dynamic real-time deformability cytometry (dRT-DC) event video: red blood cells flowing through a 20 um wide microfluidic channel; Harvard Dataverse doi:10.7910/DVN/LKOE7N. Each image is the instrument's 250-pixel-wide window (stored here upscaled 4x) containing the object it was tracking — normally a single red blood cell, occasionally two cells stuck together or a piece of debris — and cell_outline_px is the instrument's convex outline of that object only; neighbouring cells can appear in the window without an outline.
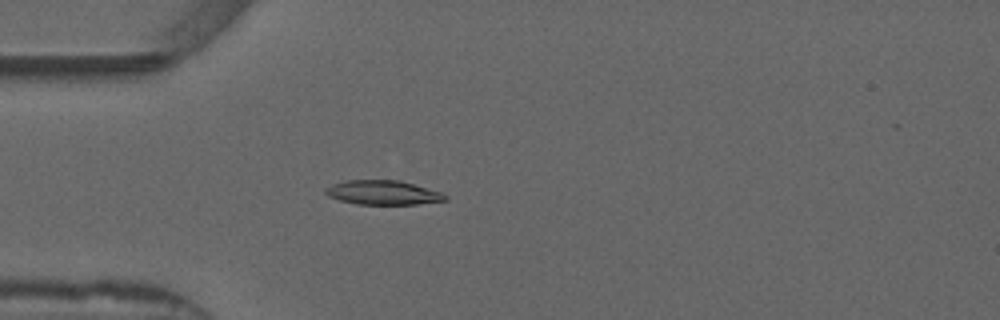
{"species": "common noctule bat (a hibernating species)", "species_latin": "Nyctalus noctula", "temperature_condition": "warm", "stored_images_in_passage": 41, "camera_frame_rate_fps": 3000, "um_per_image_px": 0.085, "animal": {"sex": "male", "forearm_length_mm": 52.5}, "frame": {"image": 1, "passage_image": 3, "time_ms": 0.667, "image_size_px": [1000, 320], "cell_outline_px": [[448, 200], [416, 204], [356, 204], [340, 200], [328, 196], [324, 192], [324, 188], [332, 184], [344, 180], [400, 180], [440, 192], [448, 196]], "centroid_in_image_um": [32.52, 16.36], "position_along_channel_um": 52.5, "area_um2": 16.94}}
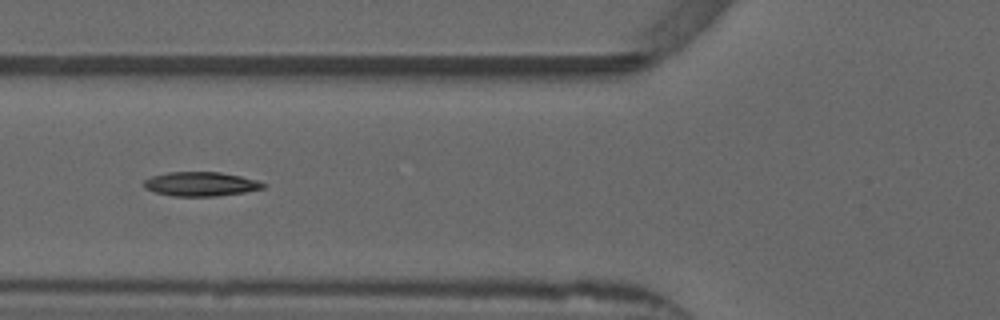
{"frame": {"image": 2, "passage_image": 8, "time_ms": 2.333, "image_size_px": [1000, 320], "cell_outline_px": [[264, 188], [244, 192], [216, 196], [172, 196], [156, 192], [144, 188], [144, 180], [152, 176], [168, 172], [220, 172], [240, 176], [256, 180], [264, 184]], "centroid_in_image_um": [17.03, 15.64], "position_along_channel_um": 108.8, "area_um2": 16.65}}
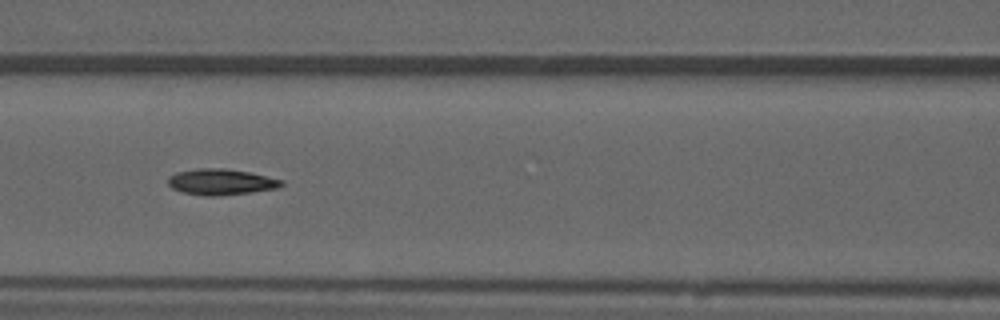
{"frame": {"image": 3, "passage_image": 11, "time_ms": 3.333, "image_size_px": [1000, 320], "cell_outline_px": [[284, 184], [280, 188], [252, 192], [216, 196], [204, 196], [180, 192], [172, 188], [168, 184], [168, 176], [176, 172], [196, 168], [224, 168], [248, 172], [280, 180]], "centroid_in_image_um": [18.72, 15.47], "position_along_channel_um": 147.9, "area_um2": 17.22}, "authors_computed_cell_mechanics": {"area_um2": 16.2996, "velocity_mm_per_s": 3.8784, "shape_relaxation_time_tau1_ms": null, "shape_relaxation_time_tau2_ms": 4.0506, "deformation_change_tau1": null, "deformation_change_tau2": 0.1015}}